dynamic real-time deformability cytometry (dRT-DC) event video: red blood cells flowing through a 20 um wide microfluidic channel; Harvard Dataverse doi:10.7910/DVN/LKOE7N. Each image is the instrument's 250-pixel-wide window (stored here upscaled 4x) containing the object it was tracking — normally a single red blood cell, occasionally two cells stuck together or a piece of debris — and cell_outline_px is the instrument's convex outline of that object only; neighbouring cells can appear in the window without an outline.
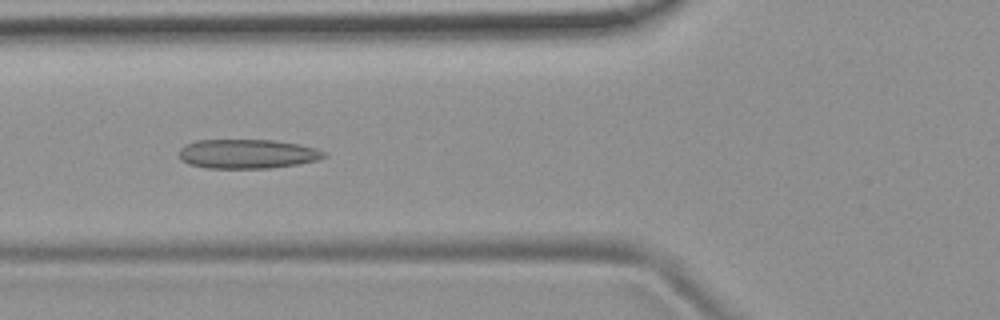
{"species": "common noctule bat (a hibernating species)", "species_latin": "Nyctalus noctula", "temperature_condition": "room temperature", "stored_images_in_passage": 19, "camera_frame_rate_fps": 3000, "um_per_image_px": 0.085, "animal": {"sex": "female", "body_mass_g": 19.9}, "frame": {"image": 1, "passage_image": 16, "time_ms": 5.0, "image_size_px": [1000, 320], "cell_outline_px": [[328, 156], [316, 160], [300, 164], [268, 168], [204, 168], [188, 164], [180, 160], [180, 148], [184, 144], [196, 140], [276, 140], [316, 148], [328, 152]], "centroid_in_image_um": [21.02, 13.08], "position_along_channel_um": 104.8, "area_um2": 24.97}}
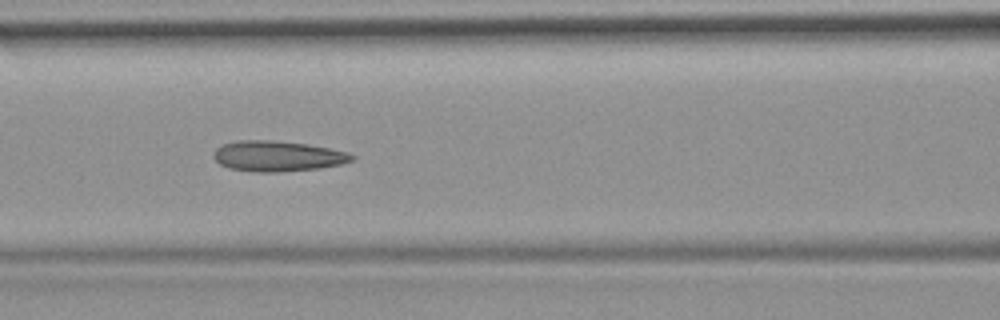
{"frame": {"image": 2, "passage_image": 19, "time_ms": 6.0, "image_size_px": [1000, 320], "cell_outline_px": [[356, 156], [352, 160], [340, 164], [320, 168], [280, 172], [256, 172], [228, 168], [220, 164], [212, 156], [216, 148], [224, 144], [240, 140], [268, 140], [308, 144], [348, 152]], "centroid_in_image_um": [23.58, 13.27], "position_along_channel_um": 143.0, "area_um2": 24.51}}